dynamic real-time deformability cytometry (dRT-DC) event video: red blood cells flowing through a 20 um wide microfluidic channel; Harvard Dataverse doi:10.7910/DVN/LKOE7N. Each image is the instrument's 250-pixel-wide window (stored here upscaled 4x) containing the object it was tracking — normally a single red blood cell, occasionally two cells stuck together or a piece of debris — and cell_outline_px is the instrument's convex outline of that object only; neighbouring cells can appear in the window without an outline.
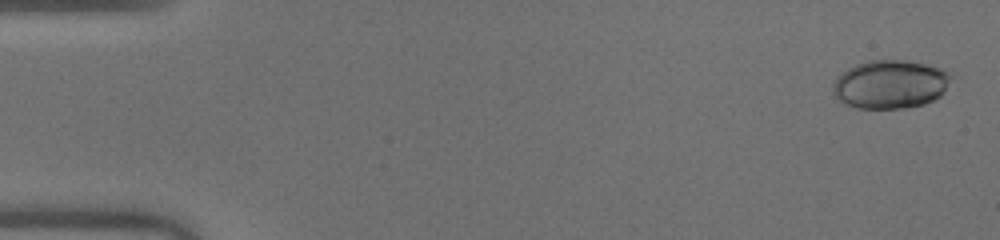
{"species": "human", "species_latin": "Homo sapiens", "temperature_condition": "warm", "stored_images_in_passage": 51, "camera_frame_rate_fps": 3000, "um_per_image_px": 0.085, "donor": {"sex": "male"}, "frame": {"image": 1, "passage_image": 2, "time_ms": 0.333, "image_size_px": [1000, 240], "cell_outline_px": [[952, 76], [940, 96], [924, 104], [908, 108], [856, 108], [844, 104], [832, 96], [832, 84], [836, 76], [848, 68], [856, 64], [868, 60], [908, 60], [940, 68], [952, 72]], "centroid_in_image_um": [75.62, 7.16], "position_along_channel_um": 9.4, "area_um2": 33.76}}
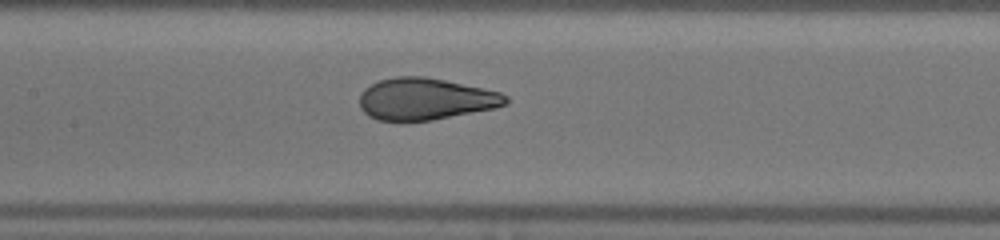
{"frame": {"image": 2, "passage_image": 25, "time_ms": 8.0, "image_size_px": [1000, 240], "cell_outline_px": [[508, 100], [504, 104], [492, 108], [432, 120], [376, 120], [368, 116], [360, 108], [360, 96], [364, 88], [380, 80], [396, 76], [424, 76], [444, 80], [500, 92], [508, 96]], "centroid_in_image_um": [36.11, 8.41], "position_along_channel_um": 171.3, "area_um2": 35.14}}
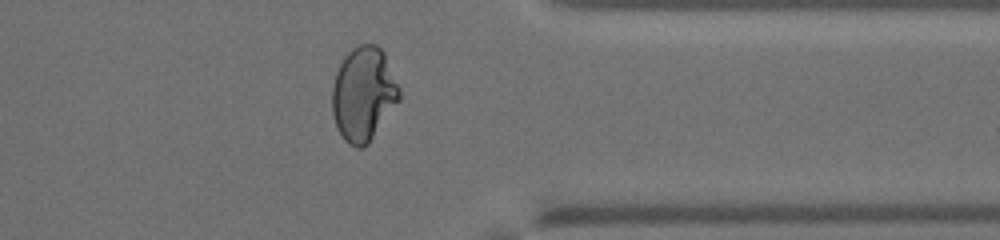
{"frame": {"image": 3, "passage_image": 41, "time_ms": 13.333, "image_size_px": [1000, 240], "cell_outline_px": [[400, 100], [368, 144], [360, 148], [356, 148], [348, 144], [344, 140], [336, 128], [332, 112], [332, 84], [336, 72], [344, 56], [352, 48], [360, 44], [376, 44], [384, 52], [400, 88]], "centroid_in_image_um": [30.89, 8.0], "position_along_channel_um": 380.5, "area_um2": 37.11}, "authors_computed_cell_mechanics": {"area_um2": 35.7782, "velocity_mm_per_s": 4.0795, "shape_relaxation_time_tau1_ms": 7.6628, "shape_relaxation_time_tau2_ms": null, "deformation_change_tau1": 0.3334, "deformation_change_tau2": null}}